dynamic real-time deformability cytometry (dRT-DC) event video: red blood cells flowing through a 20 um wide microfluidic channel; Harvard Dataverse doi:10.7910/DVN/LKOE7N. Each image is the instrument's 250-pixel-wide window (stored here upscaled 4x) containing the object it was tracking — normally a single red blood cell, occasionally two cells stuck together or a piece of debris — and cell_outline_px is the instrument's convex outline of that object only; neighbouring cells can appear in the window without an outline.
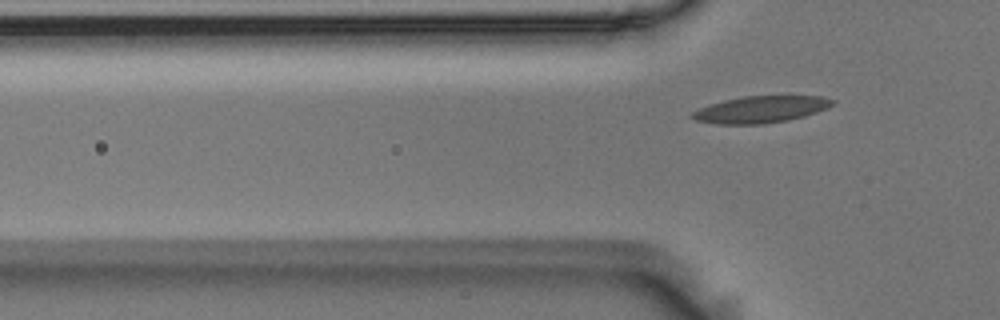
{"species": "Egyptian fruit bat (a non-hibernating species)", "species_latin": "Rousettus aegyptiacus", "temperature_condition": "room temperature", "stored_images_in_passage": 7, "segment_of_instrument_passage": [2, 2], "camera_frame_rate_fps": 3000, "um_per_image_px": 0.085, "animal": {"sex": "male"}, "frame": {"image": 1, "passage_image": 7, "time_ms": 2.0, "image_size_px": [1000, 320], "cell_outline_px": [[836, 100], [832, 104], [816, 112], [804, 116], [788, 120], [764, 124], [716, 124], [696, 120], [688, 116], [692, 112], [700, 108], [724, 100], [744, 96], [824, 96]], "centroid_in_image_um": [64.64, 9.3], "position_along_channel_um": 61.2, "area_um2": 21.73}}